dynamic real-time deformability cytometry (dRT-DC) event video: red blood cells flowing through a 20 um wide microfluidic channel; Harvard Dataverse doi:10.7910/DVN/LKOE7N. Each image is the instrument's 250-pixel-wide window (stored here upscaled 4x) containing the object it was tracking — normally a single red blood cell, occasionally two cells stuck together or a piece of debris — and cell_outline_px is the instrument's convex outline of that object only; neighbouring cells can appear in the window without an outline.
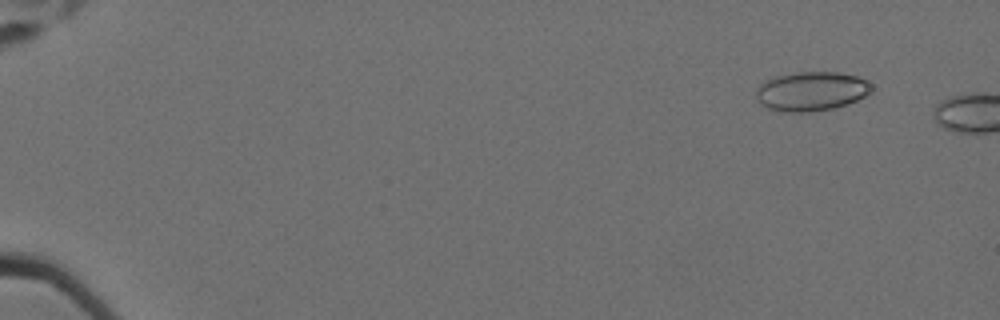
{"species": "Egyptian fruit bat (a non-hibernating species)", "species_latin": "Rousettus aegyptiacus", "temperature_condition": "cold", "stored_images_in_passage": 10, "camera_frame_rate_fps": 3000, "um_per_image_px": 0.085, "animal": {"sex": "female"}, "frame": {"image": 1, "passage_image": 6, "time_ms": 1.667, "image_size_px": [1000, 320], "cell_outline_px": [[872, 88], [864, 96], [848, 104], [836, 108], [812, 112], [784, 112], [768, 108], [760, 104], [756, 96], [756, 88], [760, 84], [776, 76], [796, 72], [836, 72], [856, 76], [868, 80], [872, 84]], "centroid_in_image_um": [68.96, 7.77], "position_along_channel_um": 16.0, "area_um2": 26.47}}